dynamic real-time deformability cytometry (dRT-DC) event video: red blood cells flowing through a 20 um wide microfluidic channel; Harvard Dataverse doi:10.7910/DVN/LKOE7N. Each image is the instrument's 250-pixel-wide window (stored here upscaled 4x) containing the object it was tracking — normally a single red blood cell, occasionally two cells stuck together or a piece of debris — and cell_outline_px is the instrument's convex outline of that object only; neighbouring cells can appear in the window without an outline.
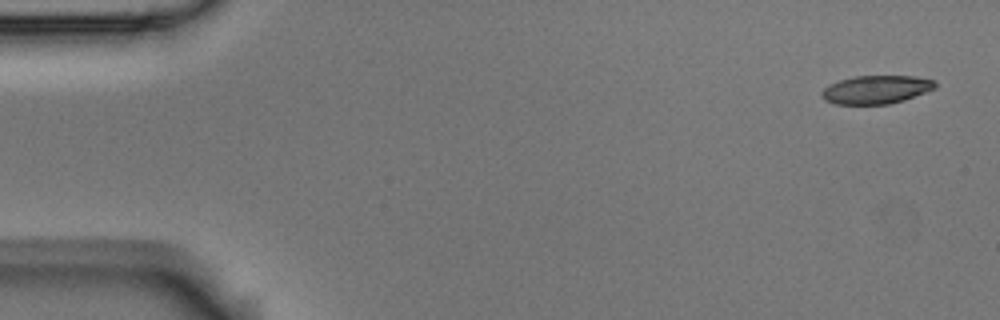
{"species": "Egyptian fruit bat (a non-hibernating species)", "species_latin": "Rousettus aegyptiacus", "temperature_condition": "room temperature", "stored_images_in_passage": 5, "camera_frame_rate_fps": 3000, "um_per_image_px": 0.085, "animal": {"sex": "male"}, "frame": {"image": 1, "passage_image": 1, "time_ms": 0.0, "image_size_px": [1000, 320], "cell_outline_px": [[936, 88], [904, 100], [888, 104], [836, 104], [824, 100], [820, 96], [820, 92], [828, 84], [840, 80], [856, 76], [916, 76], [936, 80]], "centroid_in_image_um": [74.46, 7.61], "position_along_channel_um": 10.5, "area_um2": 18.84}}
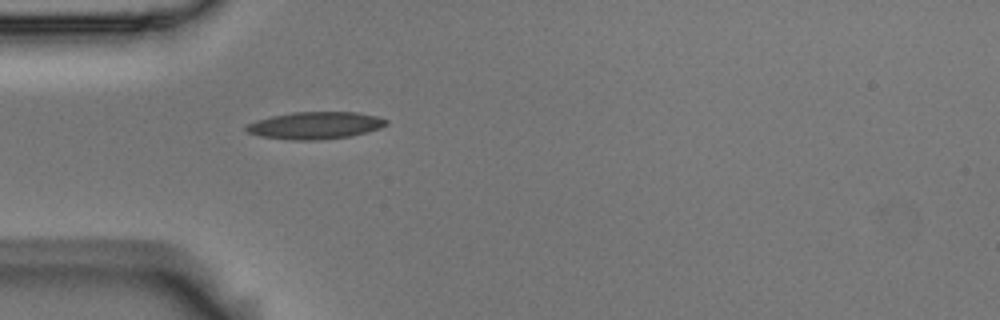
{"frame": {"image": 2, "passage_image": 5, "time_ms": 1.333, "image_size_px": [1000, 320], "cell_outline_px": [[388, 124], [380, 128], [352, 136], [320, 140], [292, 140], [260, 136], [248, 132], [244, 128], [248, 124], [256, 120], [272, 116], [292, 112], [356, 112], [376, 116], [388, 120]], "centroid_in_image_um": [26.8, 10.66], "position_along_channel_um": 58.2, "area_um2": 22.2}}